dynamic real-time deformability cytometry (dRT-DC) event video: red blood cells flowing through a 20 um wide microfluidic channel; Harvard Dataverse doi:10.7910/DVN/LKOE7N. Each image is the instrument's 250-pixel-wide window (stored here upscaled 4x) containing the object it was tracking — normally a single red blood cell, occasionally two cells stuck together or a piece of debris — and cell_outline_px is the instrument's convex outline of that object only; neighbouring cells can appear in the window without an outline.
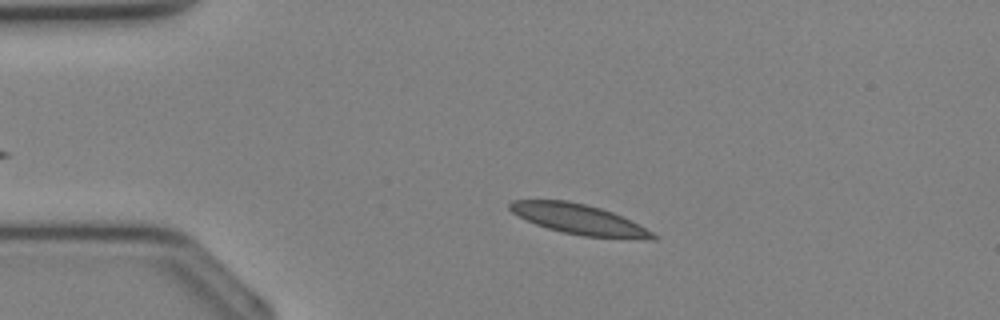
{"species": "Egyptian fruit bat (a non-hibernating species)", "species_latin": "Rousettus aegyptiacus", "temperature_condition": "cold", "stored_images_in_passage": 29, "camera_frame_rate_fps": 3000, "um_per_image_px": 0.085, "animal": {"sex": "female"}, "frame": {"image": 1, "passage_image": 5, "time_ms": 1.333, "image_size_px": [1000, 320], "cell_outline_px": [[660, 236], [656, 240], [648, 240], [584, 236], [564, 232], [548, 228], [536, 224], [512, 212], [508, 208], [508, 204], [512, 200], [568, 200], [600, 208], [612, 212]], "centroid_in_image_um": [49.23, 18.65], "position_along_channel_um": 35.8, "area_um2": 24.85}}
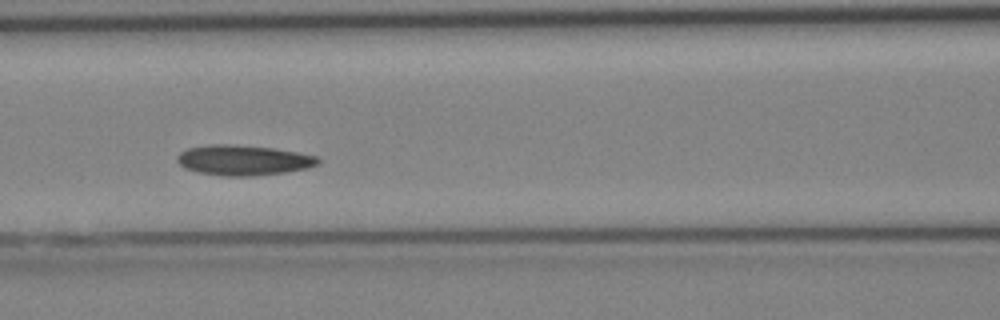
{"frame": {"image": 2, "passage_image": 13, "time_ms": 4.0, "image_size_px": [1000, 320], "cell_outline_px": [[320, 164], [308, 168], [284, 172], [252, 176], [224, 176], [196, 172], [184, 168], [176, 160], [176, 156], [180, 152], [188, 148], [208, 144], [228, 144], [272, 148], [320, 156]], "centroid_in_image_um": [20.68, 13.62], "position_along_channel_um": 145.9, "area_um2": 24.97}}
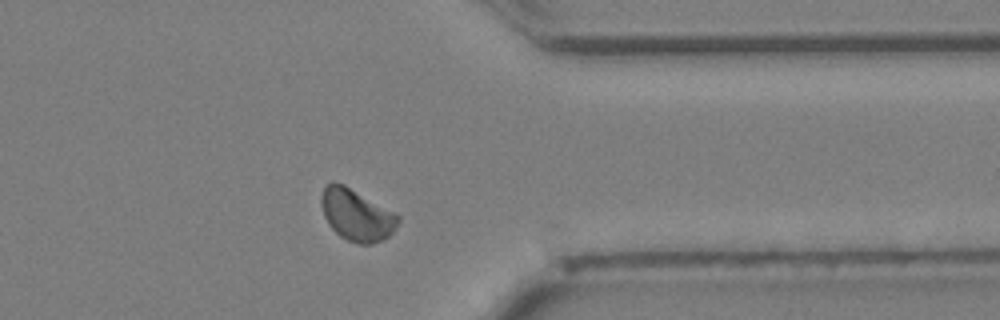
{"frame": {"image": 3, "passage_image": 26, "time_ms": 8.333, "image_size_px": [1000, 320], "cell_outline_px": [[400, 220], [396, 228], [384, 240], [372, 244], [360, 244], [348, 240], [340, 236], [328, 224], [324, 216], [320, 204], [320, 196], [324, 188], [332, 180], [344, 184], [400, 216]], "centroid_in_image_um": [30.29, 18.27], "position_along_channel_um": 381.1, "area_um2": 23.12}}